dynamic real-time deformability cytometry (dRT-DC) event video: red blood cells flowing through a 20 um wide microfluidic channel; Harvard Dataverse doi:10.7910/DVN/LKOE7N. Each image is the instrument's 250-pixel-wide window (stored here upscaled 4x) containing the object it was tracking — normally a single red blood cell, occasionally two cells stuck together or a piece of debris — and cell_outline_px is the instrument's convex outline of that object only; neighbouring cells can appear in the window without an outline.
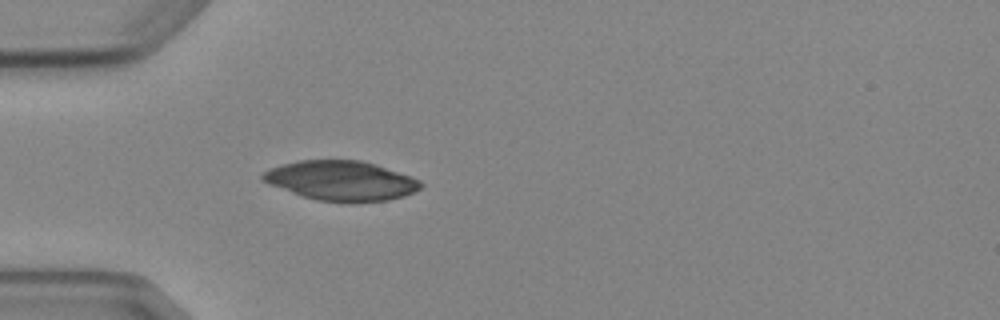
{"species": "Egyptian fruit bat (a non-hibernating species)", "species_latin": "Rousettus aegyptiacus", "temperature_condition": "cold", "stored_images_in_passage": 2, "camera_frame_rate_fps": 3000, "um_per_image_px": 0.085, "animal": {"sex": "female"}, "frame": {"image": 1, "passage_image": 2, "time_ms": 1.0, "image_size_px": [1000, 320], "cell_outline_px": [[424, 184], [420, 188], [404, 196], [388, 200], [348, 204], [316, 200], [268, 184], [260, 176], [268, 168], [300, 160], [360, 160], [376, 164], [420, 180]], "centroid_in_image_um": [29.01, 15.37], "position_along_channel_um": 56.0, "area_um2": 36.65}}